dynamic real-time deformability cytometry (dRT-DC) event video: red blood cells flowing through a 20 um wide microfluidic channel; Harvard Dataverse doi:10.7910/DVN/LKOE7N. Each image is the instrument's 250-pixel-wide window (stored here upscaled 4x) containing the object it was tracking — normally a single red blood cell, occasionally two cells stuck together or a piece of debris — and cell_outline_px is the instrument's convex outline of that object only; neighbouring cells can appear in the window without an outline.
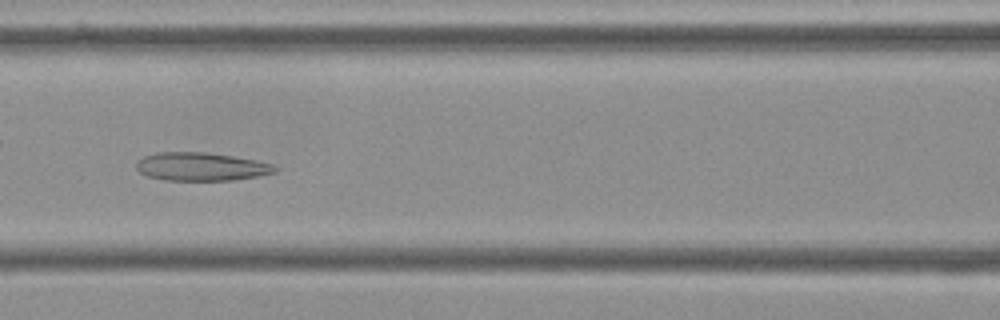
{"species": "Egyptian fruit bat (a non-hibernating species)", "species_latin": "Rousettus aegyptiacus", "temperature_condition": "cold", "stored_images_in_passage": 11, "camera_frame_rate_fps": 3000, "um_per_image_px": 0.085, "frame": {"image": 1, "passage_image": 7, "time_ms": 2.0, "image_size_px": [1000, 320], "cell_outline_px": [[280, 168], [276, 172], [256, 176], [232, 180], [164, 180], [148, 176], [140, 172], [136, 168], [136, 160], [144, 156], [156, 152], [204, 152], [232, 156], [256, 160], [272, 164]], "centroid_in_image_um": [17.08, 14.16], "position_along_channel_um": 149.5, "area_um2": 22.83}}
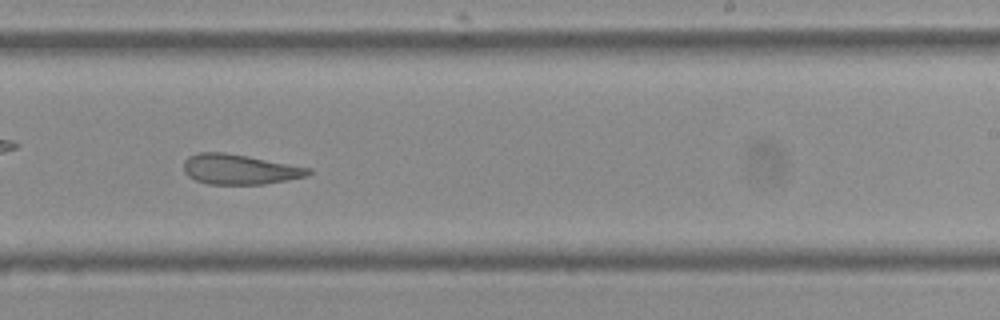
{"frame": {"image": 2, "passage_image": 10, "time_ms": 3.0, "image_size_px": [1000, 320], "cell_outline_px": [[312, 172], [304, 176], [288, 180], [264, 184], [208, 184], [196, 180], [188, 176], [184, 172], [184, 160], [188, 156], [200, 152], [224, 152], [248, 156], [312, 168]], "centroid_in_image_um": [20.35, 14.39], "position_along_channel_um": 268.7, "area_um2": 21.85}}
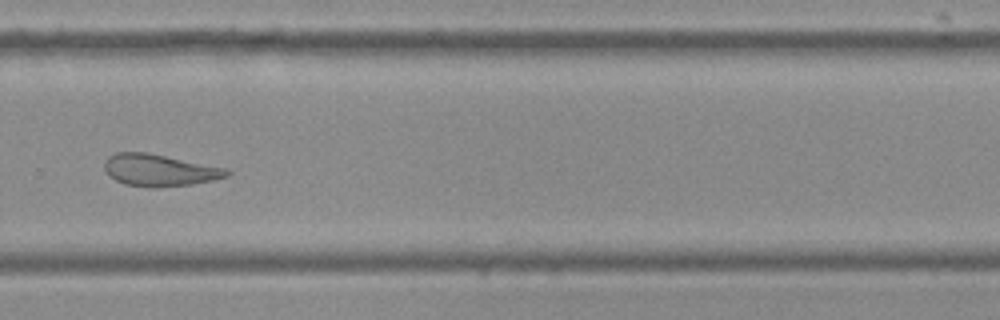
{"frame": {"image": 3, "passage_image": 11, "time_ms": 3.333, "image_size_px": [1000, 320], "cell_outline_px": [[232, 172], [228, 176], [212, 180], [192, 184], [152, 188], [124, 184], [116, 180], [104, 168], [104, 160], [108, 156], [116, 152], [144, 152], [228, 168]], "centroid_in_image_um": [13.57, 14.47], "position_along_channel_um": 316.2, "area_um2": 22.66}}